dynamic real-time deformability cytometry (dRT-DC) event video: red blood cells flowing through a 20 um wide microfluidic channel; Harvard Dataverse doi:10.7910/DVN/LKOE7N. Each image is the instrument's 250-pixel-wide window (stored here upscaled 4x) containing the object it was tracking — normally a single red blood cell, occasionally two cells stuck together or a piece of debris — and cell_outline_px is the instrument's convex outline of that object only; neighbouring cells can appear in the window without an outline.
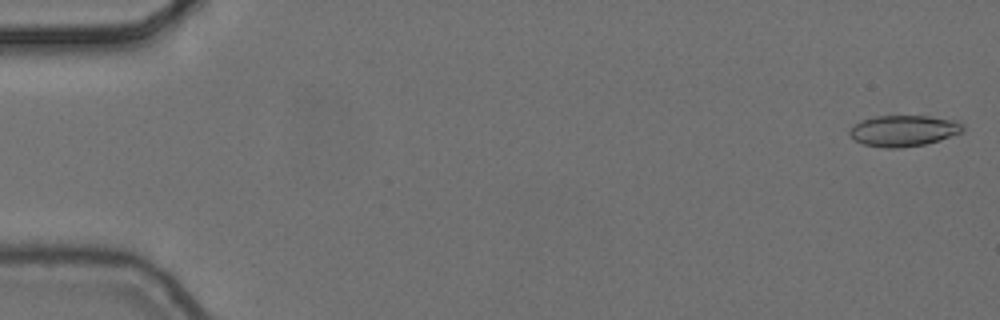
{"species": "common noctule bat (a hibernating species)", "species_latin": "Nyctalus noctula", "temperature_condition": "cold", "stored_images_in_passage": 5, "camera_frame_rate_fps": 3000, "um_per_image_px": 0.085, "animal": {"sex": "female", "body_mass_g": 24.6, "forearm_length_mm": 56.2}, "frame": {"image": 1, "passage_image": 1, "time_ms": 0.0, "image_size_px": [1000, 320], "cell_outline_px": [[964, 132], [940, 140], [924, 144], [900, 148], [884, 148], [864, 144], [856, 140], [848, 132], [860, 120], [876, 116], [928, 116], [956, 120], [964, 124]], "centroid_in_image_um": [76.86, 11.11], "position_along_channel_um": 8.1, "area_um2": 20.52}}
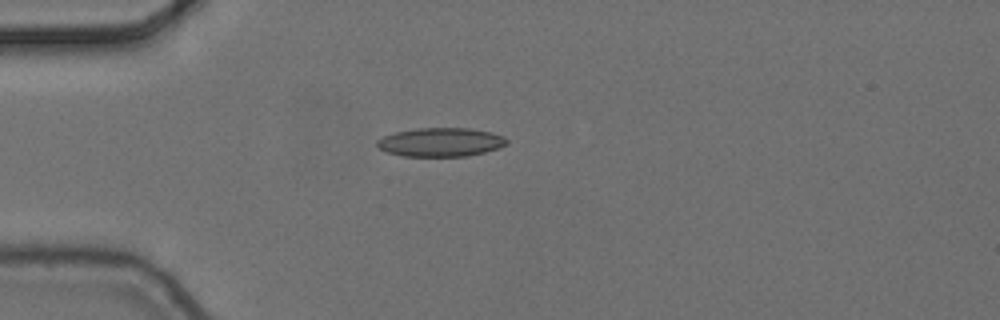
{"frame": {"image": 2, "passage_image": 5, "time_ms": 1.333, "image_size_px": [1000, 320], "cell_outline_px": [[508, 140], [504, 144], [496, 148], [484, 152], [468, 156], [404, 156], [384, 152], [376, 144], [376, 140], [384, 136], [396, 132], [416, 128], [468, 128], [492, 132], [504, 136]], "centroid_in_image_um": [37.42, 12.08], "position_along_channel_um": 47.6, "area_um2": 21.68}}